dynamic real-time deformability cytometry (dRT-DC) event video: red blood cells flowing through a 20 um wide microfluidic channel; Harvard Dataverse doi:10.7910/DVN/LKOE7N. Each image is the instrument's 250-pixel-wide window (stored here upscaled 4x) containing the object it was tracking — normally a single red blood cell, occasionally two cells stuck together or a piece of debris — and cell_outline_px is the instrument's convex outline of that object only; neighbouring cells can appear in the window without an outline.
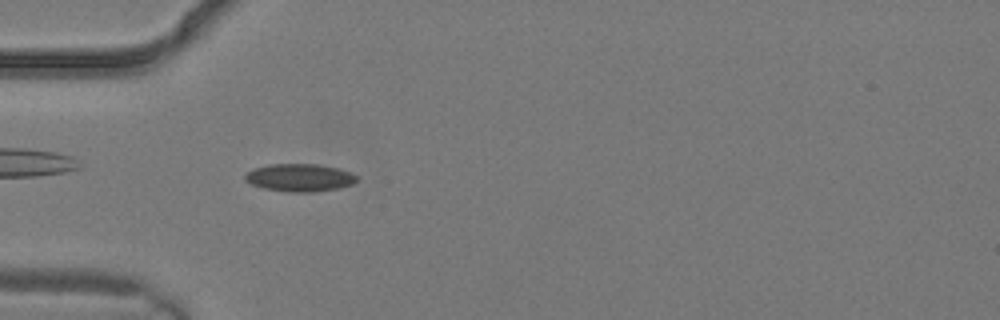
{"species": "common noctule bat (a hibernating species)", "species_latin": "Nyctalus noctula", "temperature_condition": "warm", "stored_images_in_passage": 3, "camera_frame_rate_fps": 3000, "um_per_image_px": 0.085, "animal": {"sex": "male", "body_mass_g": 19.2, "forearm_length_mm": 51.8}, "frame": {"image": 1, "passage_image": 3, "time_ms": 0.667, "image_size_px": [1000, 320], "cell_outline_px": [[356, 180], [352, 184], [340, 188], [312, 192], [288, 192], [264, 188], [252, 184], [244, 180], [244, 176], [252, 168], [268, 164], [316, 164], [336, 168], [348, 172], [356, 176]], "centroid_in_image_um": [25.42, 15.1], "position_along_channel_um": 59.6, "area_um2": 17.92}}